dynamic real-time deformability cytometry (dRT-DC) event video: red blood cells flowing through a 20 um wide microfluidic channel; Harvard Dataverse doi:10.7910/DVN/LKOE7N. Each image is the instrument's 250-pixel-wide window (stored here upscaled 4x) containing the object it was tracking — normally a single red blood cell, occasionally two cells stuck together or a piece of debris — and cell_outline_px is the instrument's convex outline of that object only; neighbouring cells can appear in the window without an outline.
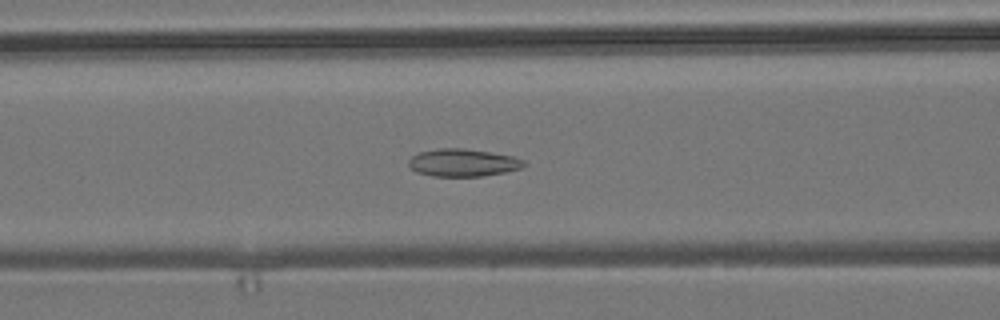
{"species": "common noctule bat (a hibernating species)", "species_latin": "Nyctalus noctula", "temperature_condition": "room temperature", "stored_images_in_passage": 54, "camera_frame_rate_fps": 3000, "um_per_image_px": 0.085, "animal": {"sex": "male", "body_mass_g": 19.2, "forearm_length_mm": 51.8}, "frame": {"image": 1, "passage_image": 22, "time_ms": 7.0, "image_size_px": [1000, 320], "cell_outline_px": [[528, 164], [520, 168], [504, 172], [480, 176], [432, 176], [416, 172], [408, 164], [408, 160], [412, 156], [420, 152], [436, 148], [464, 148], [512, 156], [524, 160]], "centroid_in_image_um": [39.33, 13.82], "position_along_channel_um": 127.3, "area_um2": 18.44}}
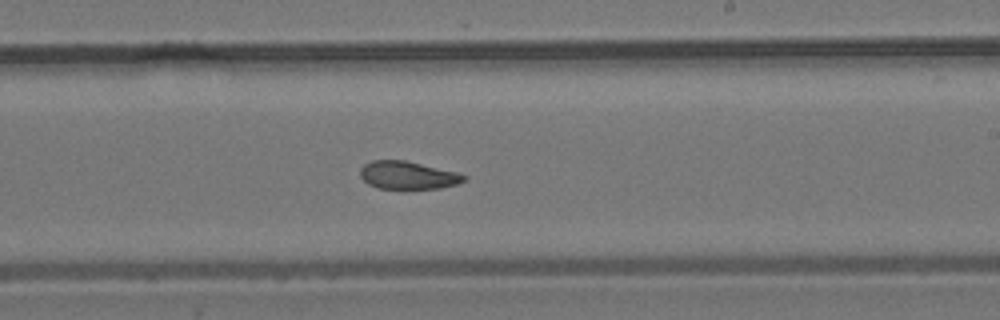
{"frame": {"image": 2, "passage_image": 32, "time_ms": 10.333, "image_size_px": [1000, 320], "cell_outline_px": [[468, 176], [464, 180], [456, 184], [440, 188], [376, 188], [368, 184], [360, 176], [360, 168], [364, 164], [372, 160], [404, 160], [456, 172]], "centroid_in_image_um": [34.62, 14.89], "position_along_channel_um": 254.4, "area_um2": 16.65}}
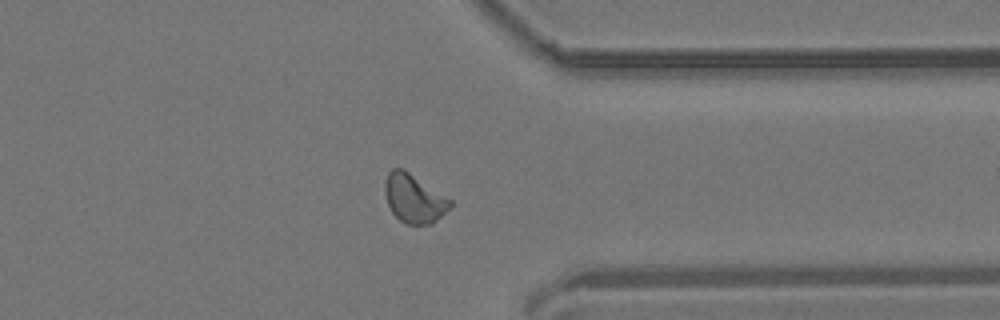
{"frame": {"image": 3, "passage_image": 42, "time_ms": 13.667, "image_size_px": [1000, 320], "cell_outline_px": [[452, 204], [432, 224], [408, 224], [400, 220], [392, 212], [388, 204], [384, 192], [384, 180], [388, 172], [392, 168], [404, 168], [452, 200]], "centroid_in_image_um": [35.16, 16.84], "position_along_channel_um": 376.2, "area_um2": 18.44}, "authors_computed_cell_mechanics": {"area_um2": 18.4093, "velocity_mm_per_s": 3.822, "shape_relaxation_time_tau1_ms": null, "shape_relaxation_time_tau2_ms": 2.0318, "deformation_change_tau1": null, "deformation_change_tau2": 0.0793}}